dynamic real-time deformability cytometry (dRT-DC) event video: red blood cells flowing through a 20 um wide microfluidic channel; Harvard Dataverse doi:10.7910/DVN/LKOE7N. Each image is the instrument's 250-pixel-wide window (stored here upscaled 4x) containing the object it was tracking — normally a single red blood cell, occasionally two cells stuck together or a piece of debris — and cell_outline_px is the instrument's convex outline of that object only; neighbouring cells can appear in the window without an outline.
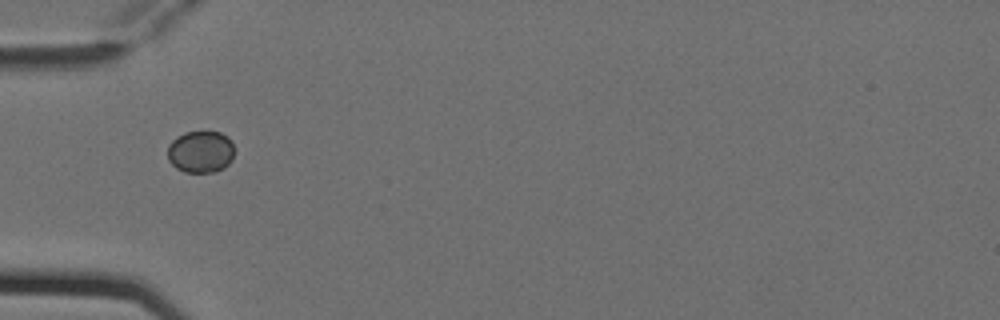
{"species": "Egyptian fruit bat (a non-hibernating species)", "species_latin": "Rousettus aegyptiacus", "temperature_condition": "cold", "stored_images_in_passage": 8, "camera_frame_rate_fps": 3000, "um_per_image_px": 0.085, "animal": {"sex": "female"}, "frame": {"image": 1, "passage_image": 5, "time_ms": 1.333, "image_size_px": [1000, 320], "cell_outline_px": [[232, 160], [224, 168], [216, 172], [184, 172], [176, 168], [168, 160], [168, 144], [176, 136], [184, 132], [204, 128], [220, 132], [228, 136], [232, 140]], "centroid_in_image_um": [17.04, 12.84], "position_along_channel_um": 68.0, "area_um2": 16.99}}
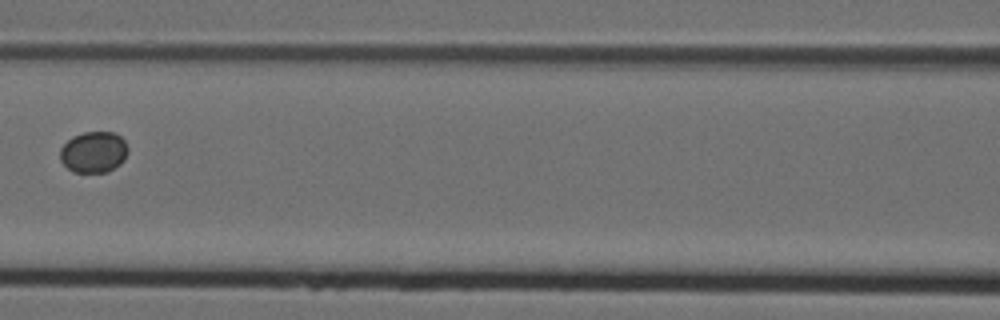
{"frame": {"image": 2, "passage_image": 7, "time_ms": 2.0, "image_size_px": [1000, 320], "cell_outline_px": [[128, 152], [124, 160], [120, 164], [108, 172], [72, 172], [60, 160], [60, 148], [72, 136], [84, 132], [112, 132], [120, 136], [124, 140], [128, 148]], "centroid_in_image_um": [7.96, 12.93], "position_along_channel_um": 158.6, "area_um2": 16.36}}
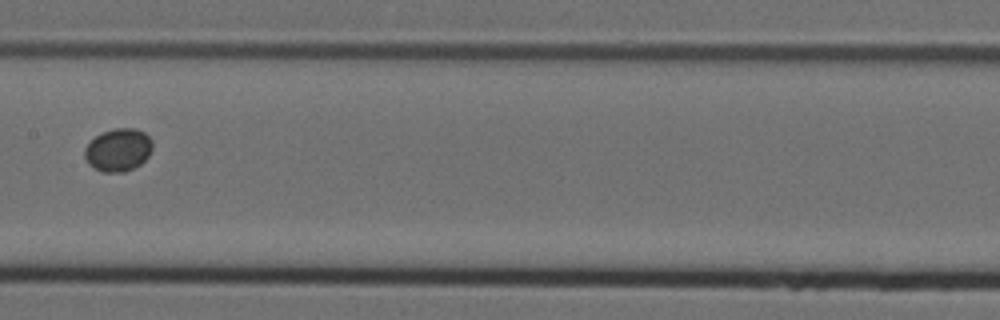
{"frame": {"image": 3, "passage_image": 8, "time_ms": 2.333, "image_size_px": [1000, 320], "cell_outline_px": [[152, 148], [148, 156], [140, 164], [124, 172], [104, 172], [88, 164], [84, 156], [84, 148], [96, 136], [104, 132], [116, 128], [136, 128], [144, 132], [152, 140]], "centroid_in_image_um": [10.05, 12.74], "position_along_channel_um": 197.3, "area_um2": 16.76}}